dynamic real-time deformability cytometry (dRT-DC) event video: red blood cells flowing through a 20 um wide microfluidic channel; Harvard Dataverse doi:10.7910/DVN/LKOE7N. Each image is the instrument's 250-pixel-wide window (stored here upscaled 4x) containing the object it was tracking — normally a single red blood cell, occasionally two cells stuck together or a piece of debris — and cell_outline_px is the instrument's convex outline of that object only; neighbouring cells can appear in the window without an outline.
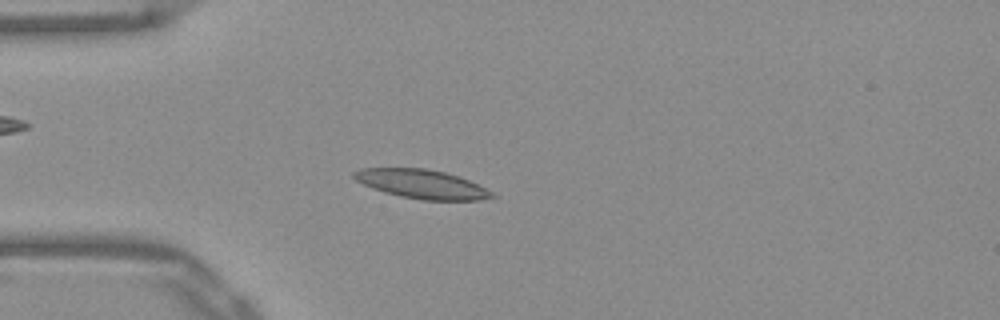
{"species": "Egyptian fruit bat (a non-hibernating species)", "species_latin": "Rousettus aegyptiacus", "temperature_condition": "warm", "stored_images_in_passage": 52, "camera_frame_rate_fps": 3000, "um_per_image_px": 0.085, "frame": {"image": 1, "passage_image": 14, "time_ms": 4.333, "image_size_px": [1000, 320], "cell_outline_px": [[500, 196], [480, 200], [420, 200], [400, 196], [384, 192], [372, 188], [356, 180], [352, 176], [352, 172], [360, 168], [424, 168], [444, 172], [468, 180]], "centroid_in_image_um": [35.83, 15.65], "position_along_channel_um": 49.2, "area_um2": 23.18}}
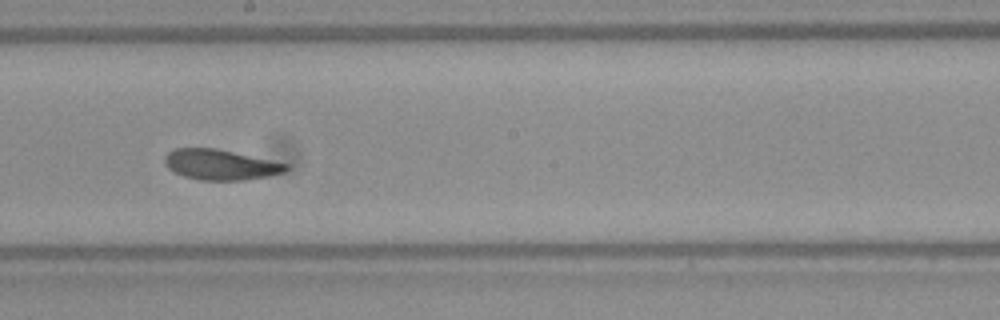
{"frame": {"image": 2, "passage_image": 29, "time_ms": 9.333, "image_size_px": [1000, 320], "cell_outline_px": [[288, 168], [284, 172], [268, 176], [244, 180], [200, 180], [184, 176], [168, 168], [164, 164], [164, 156], [168, 152], [176, 148], [216, 148], [288, 164]], "centroid_in_image_um": [18.71, 13.99], "position_along_channel_um": 229.5, "area_um2": 21.33}}
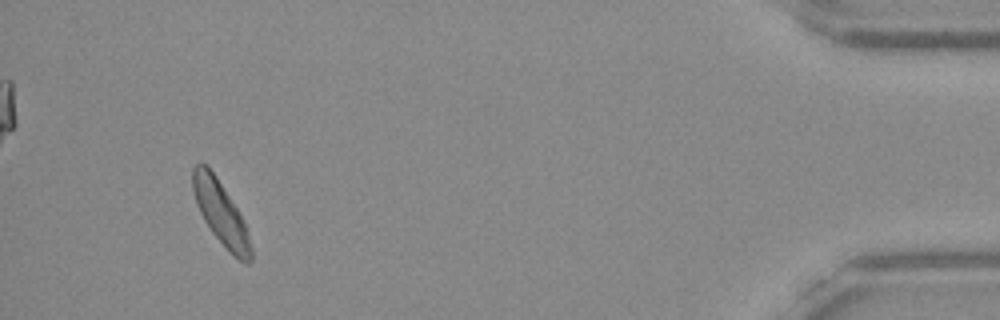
{"frame": {"image": 3, "passage_image": 49, "time_ms": 16.0, "image_size_px": [1000, 320], "cell_outline_px": [[252, 260], [248, 264], [244, 264], [232, 256], [212, 232], [204, 220], [196, 204], [192, 188], [192, 168], [200, 160], [216, 176], [236, 208], [244, 224], [252, 248]], "centroid_in_image_um": [18.75, 18.14], "position_along_channel_um": 416.5, "area_um2": 21.21}, "authors_computed_cell_mechanics": {"area_um2": 21.964, "velocity_mm_per_s": 3.8632, "shape_relaxation_time_tau1_ms": 8.5624, "shape_relaxation_time_tau2_ms": 9.0548, "deformation_change_tau1": 0.1698, "deformation_change_tau2": 0.1671}}